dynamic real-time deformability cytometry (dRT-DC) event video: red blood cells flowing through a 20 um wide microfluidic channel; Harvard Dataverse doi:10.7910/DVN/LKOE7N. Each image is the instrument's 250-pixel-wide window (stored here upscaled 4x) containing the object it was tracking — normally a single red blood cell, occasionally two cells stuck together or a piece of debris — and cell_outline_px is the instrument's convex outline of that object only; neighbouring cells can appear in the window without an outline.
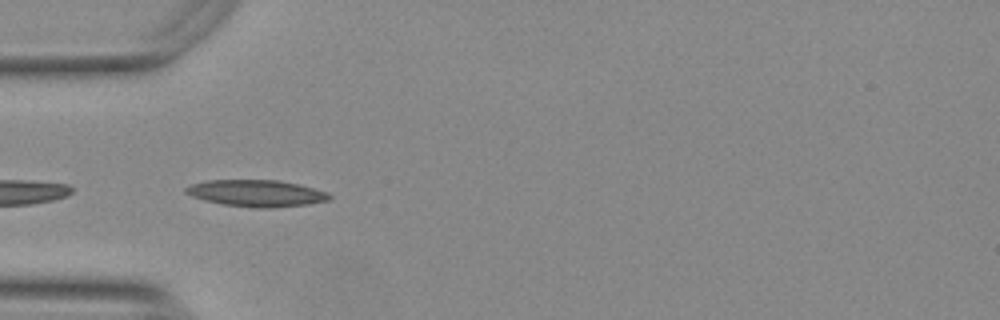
{"species": "Egyptian fruit bat (a non-hibernating species)", "species_latin": "Rousettus aegyptiacus", "temperature_condition": "warm", "stored_images_in_passage": 30, "camera_frame_rate_fps": 3000, "um_per_image_px": 0.085, "animal": {"sex": "female"}, "frame": {"image": 1, "passage_image": 1, "time_ms": 0.0, "image_size_px": [1000, 320], "cell_outline_px": [[332, 200], [308, 204], [272, 208], [252, 208], [220, 204], [204, 200], [192, 196], [184, 192], [184, 188], [192, 184], [208, 180], [280, 180], [300, 184], [328, 192], [332, 196]], "centroid_in_image_um": [21.83, 16.43], "position_along_channel_um": 63.2, "area_um2": 22.66}, "authors_computed_cell_mechanics": {"area_um2": 18.6983, "velocity_mm_per_s": 3.7317, "shape_relaxation_time_tau1_ms": null, "shape_relaxation_time_tau2_ms": 0.908, "deformation_change_tau1": null, "deformation_change_tau2": 0.0294}}